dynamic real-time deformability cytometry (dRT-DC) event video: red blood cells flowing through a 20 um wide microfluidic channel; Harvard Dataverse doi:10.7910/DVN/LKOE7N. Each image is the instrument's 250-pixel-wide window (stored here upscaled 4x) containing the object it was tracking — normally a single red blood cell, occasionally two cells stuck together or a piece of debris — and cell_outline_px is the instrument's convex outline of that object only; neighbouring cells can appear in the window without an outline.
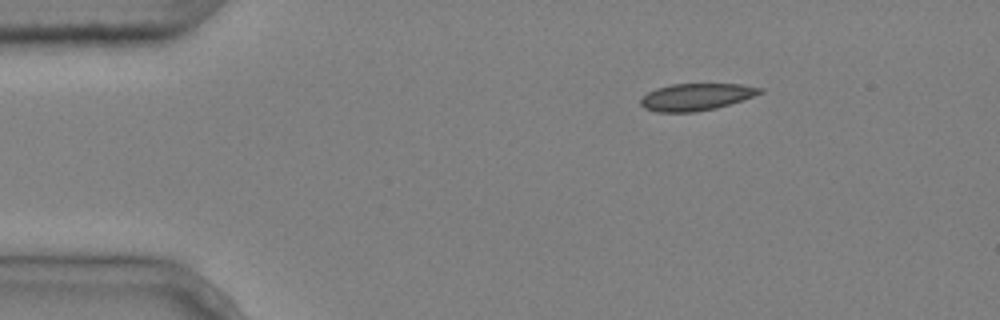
{"species": "common noctule bat (a hibernating species)", "species_latin": "Nyctalus noctula", "temperature_condition": "cold", "stored_images_in_passage": 3, "camera_frame_rate_fps": 3000, "um_per_image_px": 0.085, "animal": {"sex": "male", "body_mass_g": 20.4}, "frame": {"image": 1, "passage_image": 1, "time_ms": 0.0, "image_size_px": [1000, 320], "cell_outline_px": [[764, 92], [716, 108], [696, 112], [656, 112], [644, 108], [640, 104], [640, 100], [648, 92], [656, 88], [672, 84], [740, 84], [764, 88]], "centroid_in_image_um": [59.15, 8.24], "position_along_channel_um": 25.8, "area_um2": 18.67}}